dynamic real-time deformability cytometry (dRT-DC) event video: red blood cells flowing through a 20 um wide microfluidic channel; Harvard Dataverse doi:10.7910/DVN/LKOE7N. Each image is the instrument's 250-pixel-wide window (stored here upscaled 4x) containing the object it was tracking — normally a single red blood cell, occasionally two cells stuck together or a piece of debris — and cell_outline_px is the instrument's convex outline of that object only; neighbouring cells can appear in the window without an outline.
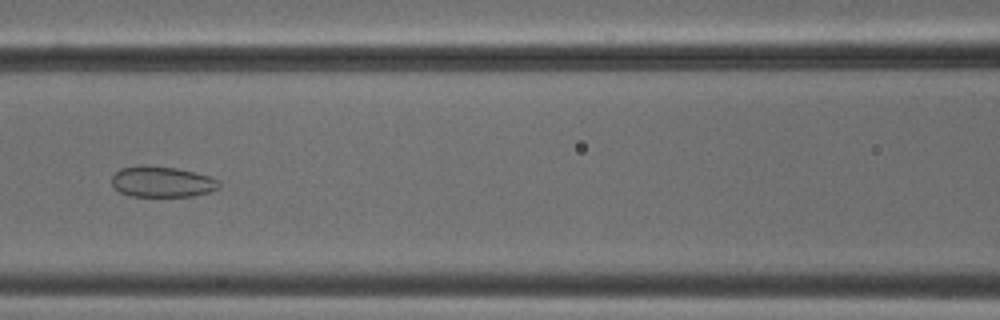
{"species": "common noctule bat (a hibernating species)", "species_latin": "Nyctalus noctula", "temperature_condition": "cold", "stored_images_in_passage": 39, "camera_frame_rate_fps": 3000, "um_per_image_px": 0.085, "animal": {"sex": "male", "body_mass_g": 18.8}, "frame": {"image": 1, "passage_image": 11, "time_ms": 3.333, "image_size_px": [1000, 320], "cell_outline_px": [[220, 188], [208, 192], [192, 196], [132, 196], [120, 192], [112, 184], [112, 176], [120, 168], [140, 164], [148, 164], [176, 168], [208, 176], [220, 180]], "centroid_in_image_um": [13.76, 15.43], "position_along_channel_um": 152.8, "area_um2": 19.36}}
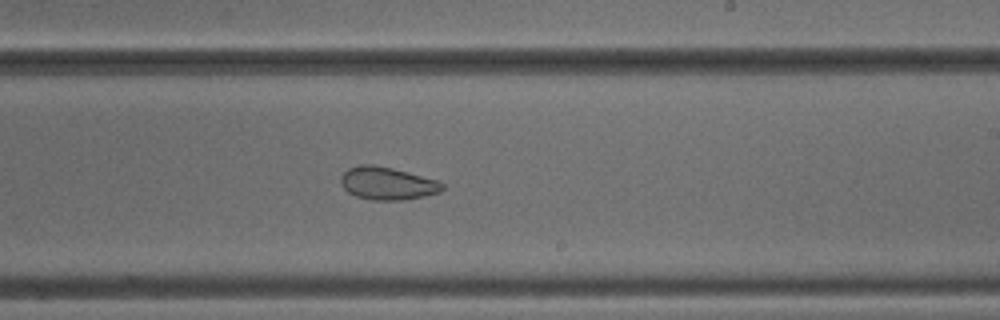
{"frame": {"image": 2, "passage_image": 19, "time_ms": 6.0, "image_size_px": [1000, 320], "cell_outline_px": [[444, 188], [440, 192], [424, 196], [400, 200], [372, 200], [356, 196], [348, 192], [344, 188], [340, 180], [340, 176], [348, 168], [360, 164], [372, 164], [392, 168], [408, 172], [436, 180], [444, 184]], "centroid_in_image_um": [32.9, 15.58], "position_along_channel_um": 256.1, "area_um2": 19.31}}
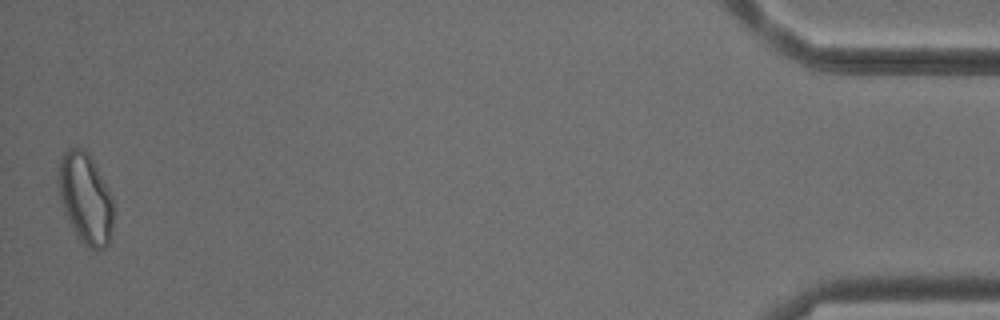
{"frame": {"image": 3, "passage_image": 39, "time_ms": 12.667, "image_size_px": [1000, 320], "cell_outline_px": [[112, 228], [108, 244], [104, 248], [84, 248], [76, 236], [64, 212], [60, 200], [60, 160], [64, 152], [68, 148], [84, 148], [88, 152], [112, 200]], "centroid_in_image_um": [7.25, 16.92], "position_along_channel_um": 428.0, "area_um2": 28.32}, "authors_computed_cell_mechanics": {"area_um2": 22.7154, "velocity_mm_per_s": 3.8795, "shape_relaxation_time_tau1_ms": null, "shape_relaxation_time_tau2_ms": 2.7449, "deformation_change_tau1": null, "deformation_change_tau2": 0.0862}}